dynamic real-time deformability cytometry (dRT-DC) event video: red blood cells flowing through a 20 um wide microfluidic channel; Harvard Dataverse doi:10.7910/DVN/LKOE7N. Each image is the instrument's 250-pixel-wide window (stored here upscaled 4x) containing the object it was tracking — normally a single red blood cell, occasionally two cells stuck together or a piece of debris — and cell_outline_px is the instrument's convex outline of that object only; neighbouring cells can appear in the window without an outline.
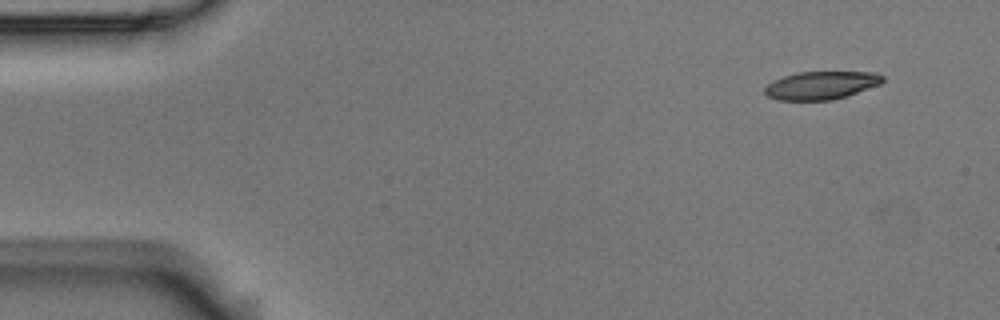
{"species": "Egyptian fruit bat (a non-hibernating species)", "species_latin": "Rousettus aegyptiacus", "temperature_condition": "room temperature", "stored_images_in_passage": 4, "camera_frame_rate_fps": 3000, "um_per_image_px": 0.085, "animal": {"sex": "male"}, "frame": {"image": 1, "passage_image": 1, "time_ms": 0.0, "image_size_px": [1000, 320], "cell_outline_px": [[884, 80], [880, 84], [832, 100], [776, 100], [768, 96], [764, 92], [764, 88], [772, 80], [796, 72], [876, 72], [884, 76]], "centroid_in_image_um": [69.77, 7.24], "position_along_channel_um": 15.2, "area_um2": 19.19}}